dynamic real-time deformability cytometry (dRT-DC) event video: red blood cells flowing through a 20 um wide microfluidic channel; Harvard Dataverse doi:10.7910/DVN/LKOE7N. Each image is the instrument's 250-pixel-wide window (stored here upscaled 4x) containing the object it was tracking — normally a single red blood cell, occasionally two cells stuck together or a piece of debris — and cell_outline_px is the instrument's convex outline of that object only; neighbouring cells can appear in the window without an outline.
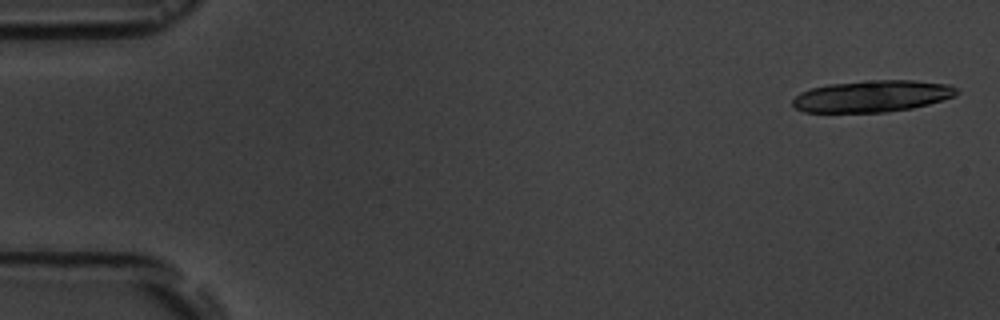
{"species": "common noctule bat (a hibernating species)", "species_latin": "Nyctalus noctula", "temperature_condition": "room temperature", "stored_images_in_passage": 4, "camera_frame_rate_fps": 3000, "um_per_image_px": 0.085, "animal": {"sex": "male", "body_mass_g": 19.5, "forearm_length_mm": 54.6}, "frame": {"image": 1, "passage_image": 1, "time_ms": 0.0, "image_size_px": [1000, 320], "cell_outline_px": [[960, 92], [956, 96], [928, 104], [912, 108], [884, 112], [804, 112], [796, 108], [792, 104], [792, 100], [800, 92], [812, 88], [828, 84], [864, 80], [912, 80], [948, 84], [960, 88]], "centroid_in_image_um": [74.17, 8.16], "position_along_channel_um": 10.8, "area_um2": 30.46}}